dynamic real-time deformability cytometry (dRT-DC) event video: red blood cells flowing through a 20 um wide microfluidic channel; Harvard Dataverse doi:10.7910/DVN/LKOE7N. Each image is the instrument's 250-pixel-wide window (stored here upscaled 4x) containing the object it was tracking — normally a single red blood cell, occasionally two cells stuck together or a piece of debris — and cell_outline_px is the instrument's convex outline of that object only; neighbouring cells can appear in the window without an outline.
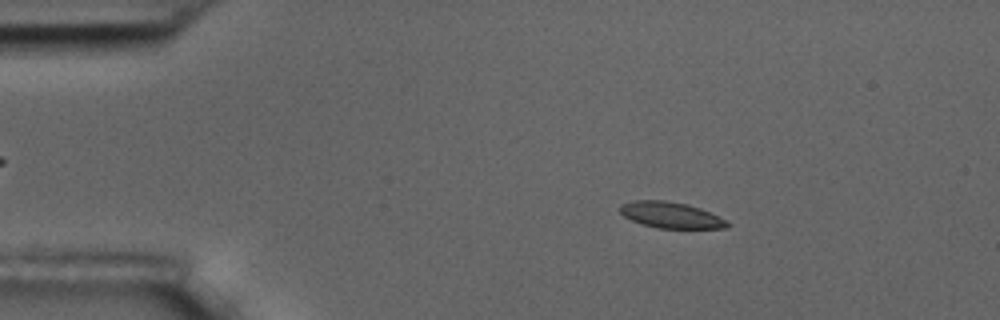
{"species": "common noctule bat (a hibernating species)", "species_latin": "Nyctalus noctula", "temperature_condition": "room temperature", "stored_images_in_passage": 4, "camera_frame_rate_fps": 3000, "um_per_image_px": 0.085, "animal": {"sex": "male", "body_mass_g": 17.5, "forearm_length_mm": 52.3}, "frame": {"image": 1, "passage_image": 2, "time_ms": 1.0, "image_size_px": [1000, 320], "cell_outline_px": [[732, 224], [728, 228], [660, 228], [640, 224], [624, 216], [620, 212], [620, 204], [632, 200], [664, 200], [688, 204], [700, 208], [728, 220]], "centroid_in_image_um": [57.04, 18.28], "position_along_channel_um": 28.0, "area_um2": 16.47}}